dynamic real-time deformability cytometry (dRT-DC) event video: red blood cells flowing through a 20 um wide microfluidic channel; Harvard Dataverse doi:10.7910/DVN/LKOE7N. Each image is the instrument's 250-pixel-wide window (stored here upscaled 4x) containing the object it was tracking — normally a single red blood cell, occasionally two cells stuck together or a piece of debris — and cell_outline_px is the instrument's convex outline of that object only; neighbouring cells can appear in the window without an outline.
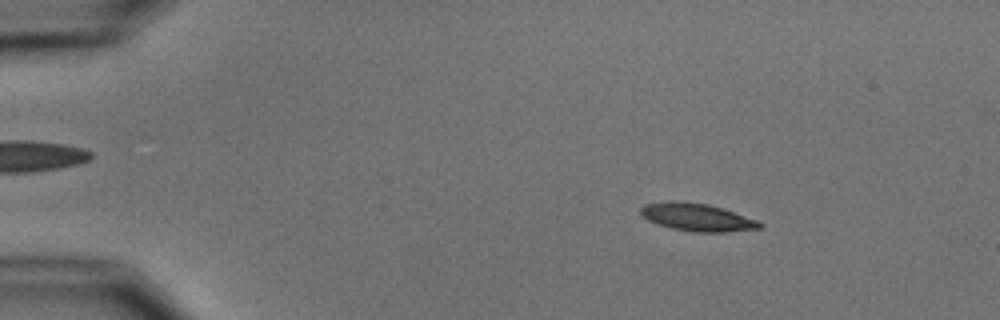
{"species": "common noctule bat (a hibernating species)", "species_latin": "Nyctalus noctula", "temperature_condition": "cold", "stored_images_in_passage": 4, "camera_frame_rate_fps": 3000, "um_per_image_px": 0.085, "animal": {"sex": "male", "body_mass_g": 15.6}, "frame": {"image": 1, "passage_image": 2, "time_ms": 1.0, "image_size_px": [1000, 320], "cell_outline_px": [[764, 224], [760, 228], [724, 232], [696, 232], [672, 228], [648, 220], [640, 212], [640, 208], [644, 204], [672, 200], [708, 204], [724, 208], [756, 220]], "centroid_in_image_um": [59.25, 18.45], "position_along_channel_um": 25.7, "area_um2": 19.02}}